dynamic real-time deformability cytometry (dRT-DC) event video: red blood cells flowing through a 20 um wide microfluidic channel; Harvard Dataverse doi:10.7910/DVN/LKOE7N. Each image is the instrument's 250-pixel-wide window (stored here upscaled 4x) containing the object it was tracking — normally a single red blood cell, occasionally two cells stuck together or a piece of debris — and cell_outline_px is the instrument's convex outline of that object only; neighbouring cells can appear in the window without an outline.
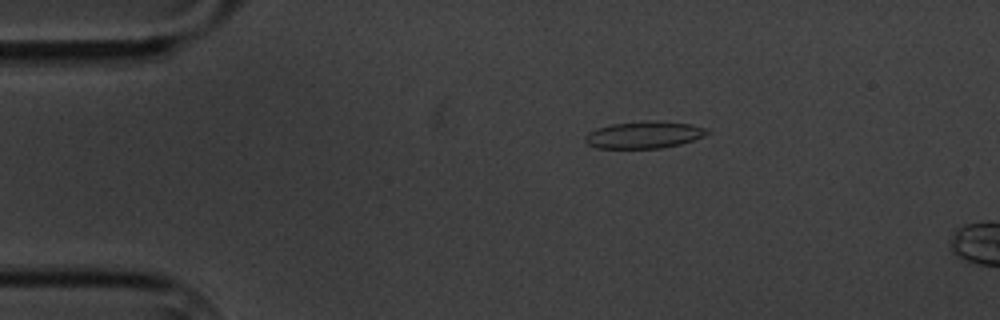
{"species": "common noctule bat (a hibernating species)", "species_latin": "Nyctalus noctula", "temperature_condition": "cold", "stored_images_in_passage": 5, "camera_frame_rate_fps": 3000, "um_per_image_px": 0.085, "animal": {"sex": "male", "body_mass_g": 20.1, "forearm_length_mm": 53.5}, "frame": {"image": 1, "passage_image": 3, "time_ms": 2.333, "image_size_px": [1000, 320], "cell_outline_px": [[712, 132], [704, 136], [680, 144], [660, 148], [596, 148], [588, 144], [584, 140], [584, 136], [588, 132], [596, 128], [612, 124], [648, 120], [656, 120], [692, 124], [704, 128]], "centroid_in_image_um": [54.73, 11.45], "position_along_channel_um": 30.3, "area_um2": 19.31}}